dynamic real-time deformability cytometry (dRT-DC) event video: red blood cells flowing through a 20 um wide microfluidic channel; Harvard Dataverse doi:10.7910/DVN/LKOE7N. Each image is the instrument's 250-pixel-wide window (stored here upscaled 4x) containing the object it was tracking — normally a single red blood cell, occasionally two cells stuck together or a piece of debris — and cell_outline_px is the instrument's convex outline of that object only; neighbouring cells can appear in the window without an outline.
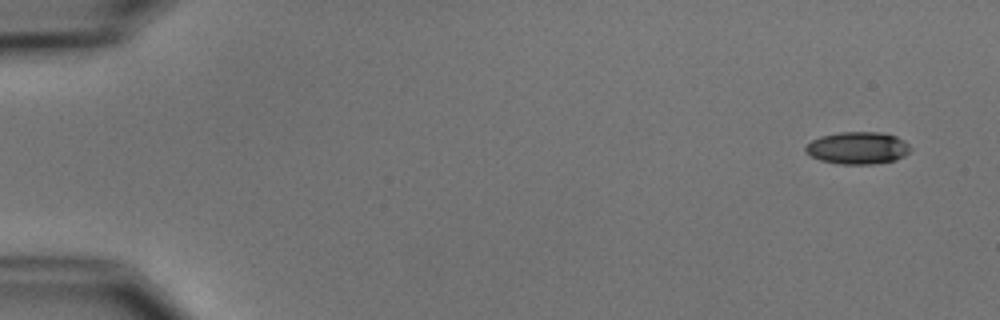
{"species": "common noctule bat (a hibernating species)", "species_latin": "Nyctalus noctula", "temperature_condition": "cold", "stored_images_in_passage": 5, "camera_frame_rate_fps": 3000, "um_per_image_px": 0.085, "animal": {"sex": "male", "body_mass_g": 15.6}, "frame": {"image": 1, "passage_image": 1, "time_ms": 0.0, "image_size_px": [1000, 320], "cell_outline_px": [[912, 148], [904, 156], [896, 160], [872, 164], [840, 164], [820, 160], [812, 156], [804, 148], [812, 140], [820, 136], [840, 132], [880, 132], [896, 136], [904, 140]], "centroid_in_image_um": [72.93, 12.57], "position_along_channel_um": 12.1, "area_um2": 19.65}}
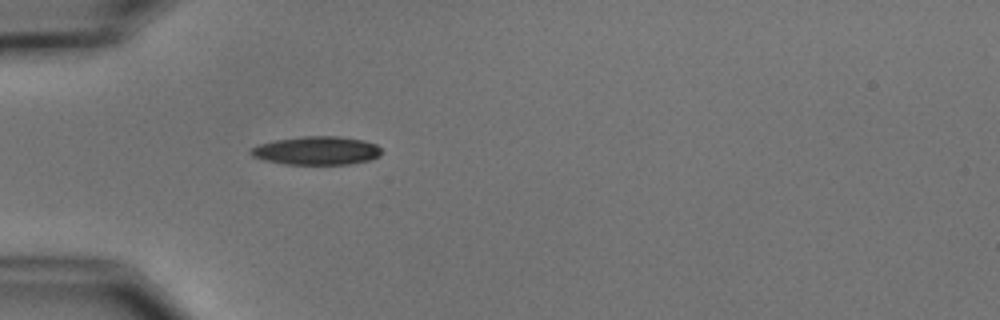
{"frame": {"image": 2, "passage_image": 5, "time_ms": 4.667, "image_size_px": [1000, 320], "cell_outline_px": [[384, 152], [380, 156], [372, 160], [352, 164], [284, 164], [264, 160], [252, 156], [248, 152], [252, 148], [260, 144], [276, 140], [304, 136], [340, 136], [364, 140], [376, 144]], "centroid_in_image_um": [26.97, 12.81], "position_along_channel_um": 58.0, "area_um2": 21.85}}